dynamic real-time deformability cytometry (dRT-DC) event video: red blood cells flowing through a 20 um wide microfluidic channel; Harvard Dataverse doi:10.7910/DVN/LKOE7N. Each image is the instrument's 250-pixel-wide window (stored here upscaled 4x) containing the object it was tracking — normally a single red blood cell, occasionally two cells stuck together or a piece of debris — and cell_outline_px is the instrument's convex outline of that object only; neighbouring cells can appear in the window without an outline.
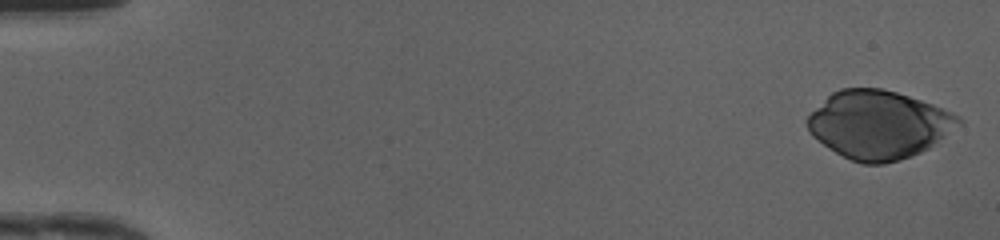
{"species": "human", "species_latin": "Homo sapiens", "temperature_condition": "cold", "stored_images_in_passage": 42, "camera_frame_rate_fps": 3000, "um_per_image_px": 0.085, "donor": {"sex": "female"}, "frame": {"image": 1, "passage_image": 1, "time_ms": 0.0, "image_size_px": [1000, 240], "cell_outline_px": [[964, 120], [960, 124], [928, 148], [912, 156], [900, 160], [884, 164], [864, 164], [852, 160], [836, 152], [812, 136], [808, 132], [808, 116], [832, 92], [840, 88], [880, 88], [896, 92], [932, 104], [952, 112], [960, 116]], "centroid_in_image_um": [74.69, 10.6], "position_along_channel_um": 10.3, "area_um2": 59.42}}
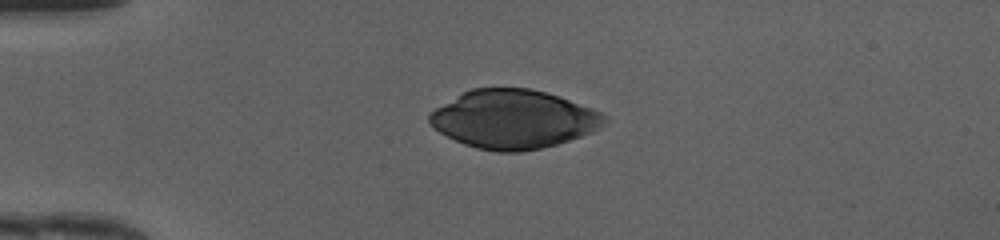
{"frame": {"image": 2, "passage_image": 12, "time_ms": 3.667, "image_size_px": [1000, 240], "cell_outline_px": [[608, 124], [592, 132], [556, 144], [540, 148], [520, 152], [496, 152], [476, 148], [464, 144], [440, 132], [428, 120], [428, 116], [436, 108], [464, 92], [472, 88], [528, 88], [544, 92], [592, 108], [600, 112], [608, 120]], "centroid_in_image_um": [43.67, 10.14], "position_along_channel_um": 41.3, "area_um2": 59.13}}